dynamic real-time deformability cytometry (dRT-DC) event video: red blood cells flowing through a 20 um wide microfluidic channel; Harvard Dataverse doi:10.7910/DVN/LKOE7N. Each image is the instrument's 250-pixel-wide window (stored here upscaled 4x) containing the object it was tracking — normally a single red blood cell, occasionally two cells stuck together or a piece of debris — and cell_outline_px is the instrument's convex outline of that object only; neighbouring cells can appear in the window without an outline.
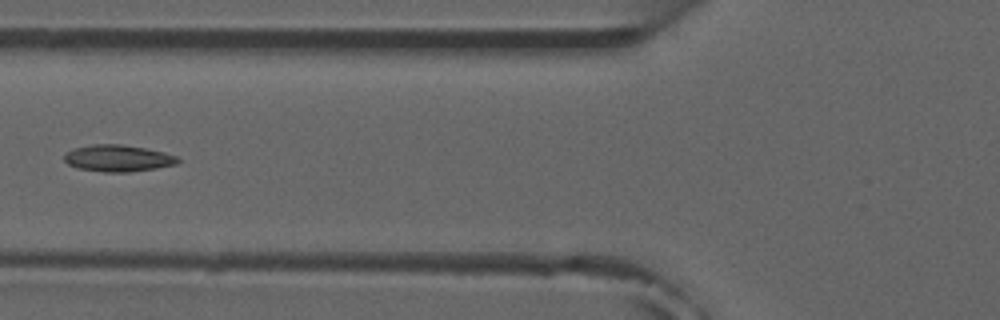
{"species": "common noctule bat (a hibernating species)", "species_latin": "Nyctalus noctula", "temperature_condition": "room temperature", "stored_images_in_passage": 5, "camera_frame_rate_fps": 3000, "um_per_image_px": 0.085, "animal": {"sex": "male", "forearm_length_mm": 52.5}, "frame": {"image": 1, "passage_image": 5, "time_ms": 4.667, "image_size_px": [1000, 320], "cell_outline_px": [[180, 164], [156, 168], [128, 172], [104, 172], [76, 168], [68, 164], [64, 160], [64, 156], [72, 148], [92, 144], [120, 144], [144, 148], [164, 152], [176, 156], [180, 160]], "centroid_in_image_um": [10.03, 13.45], "position_along_channel_um": 115.8, "area_um2": 17.74}}